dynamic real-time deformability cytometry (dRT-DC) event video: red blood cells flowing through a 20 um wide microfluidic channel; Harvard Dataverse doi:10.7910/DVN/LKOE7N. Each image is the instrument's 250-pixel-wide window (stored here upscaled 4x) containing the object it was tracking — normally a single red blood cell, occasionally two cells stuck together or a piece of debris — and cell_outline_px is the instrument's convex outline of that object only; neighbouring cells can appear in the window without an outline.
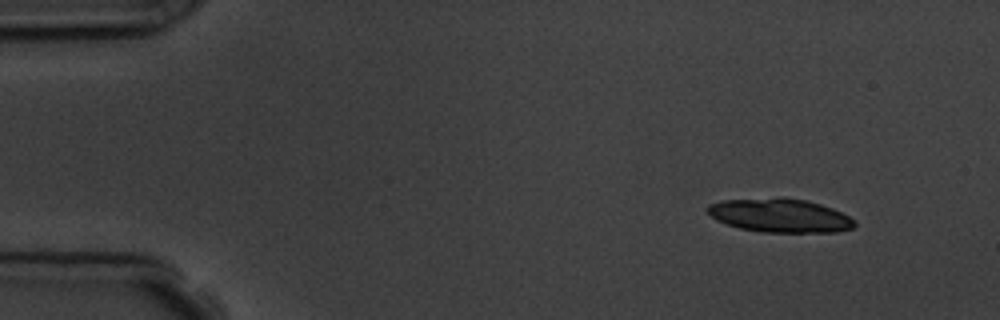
{"species": "common noctule bat (a hibernating species)", "species_latin": "Nyctalus noctula", "temperature_condition": "room temperature", "stored_images_in_passage": 5, "camera_frame_rate_fps": 3000, "um_per_image_px": 0.085, "animal": {"sex": "male", "body_mass_g": 19.5, "forearm_length_mm": 54.6}, "frame": {"image": 1, "passage_image": 1, "time_ms": 0.0, "image_size_px": [1000, 320], "cell_outline_px": [[856, 224], [852, 228], [836, 232], [760, 232], [740, 228], [716, 220], [704, 208], [708, 204], [720, 200], [780, 196], [784, 196], [804, 200], [820, 204], [832, 208], [856, 220]], "centroid_in_image_um": [66.26, 18.29], "position_along_channel_um": 18.7, "area_um2": 29.25}}